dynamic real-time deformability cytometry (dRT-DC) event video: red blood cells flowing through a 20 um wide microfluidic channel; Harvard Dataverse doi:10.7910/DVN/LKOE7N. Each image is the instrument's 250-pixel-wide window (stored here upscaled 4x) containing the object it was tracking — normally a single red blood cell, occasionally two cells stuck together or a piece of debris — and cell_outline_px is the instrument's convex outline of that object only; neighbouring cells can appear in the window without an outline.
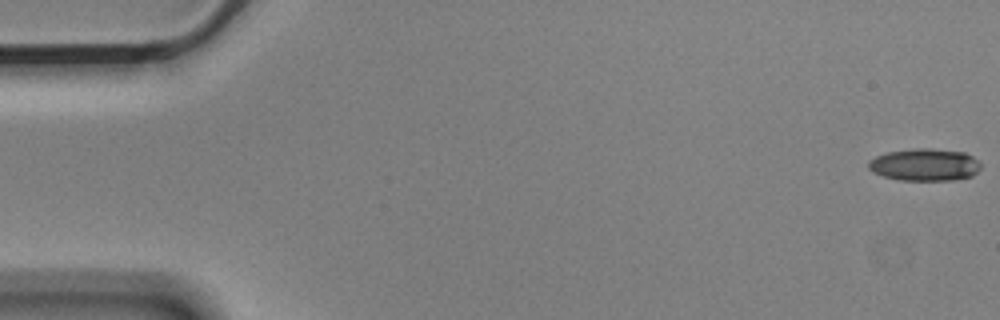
{"species": "Egyptian fruit bat (a non-hibernating species)", "species_latin": "Rousettus aegyptiacus", "temperature_condition": "cold", "stored_images_in_passage": 9, "camera_frame_rate_fps": 3000, "um_per_image_px": 0.085, "animal": {"sex": "male"}, "frame": {"image": 1, "passage_image": 1, "time_ms": 0.0, "image_size_px": [1000, 320], "cell_outline_px": [[980, 168], [972, 176], [952, 180], [900, 180], [884, 176], [872, 172], [868, 168], [868, 160], [876, 156], [888, 152], [912, 148], [932, 148], [964, 152], [972, 156], [980, 164]], "centroid_in_image_um": [78.57, 13.99], "position_along_channel_um": 6.4, "area_um2": 21.15}}
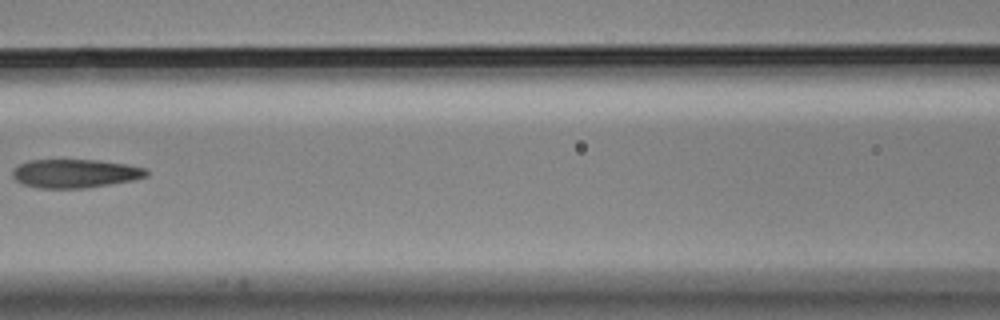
{"frame": {"image": 2, "passage_image": 8, "time_ms": 2.333, "image_size_px": [1000, 320], "cell_outline_px": [[148, 176], [132, 180], [88, 188], [36, 188], [24, 184], [16, 180], [12, 176], [12, 172], [20, 164], [28, 160], [96, 160], [128, 164], [144, 168], [148, 172]], "centroid_in_image_um": [6.39, 14.75], "position_along_channel_um": 160.2, "area_um2": 22.25}}
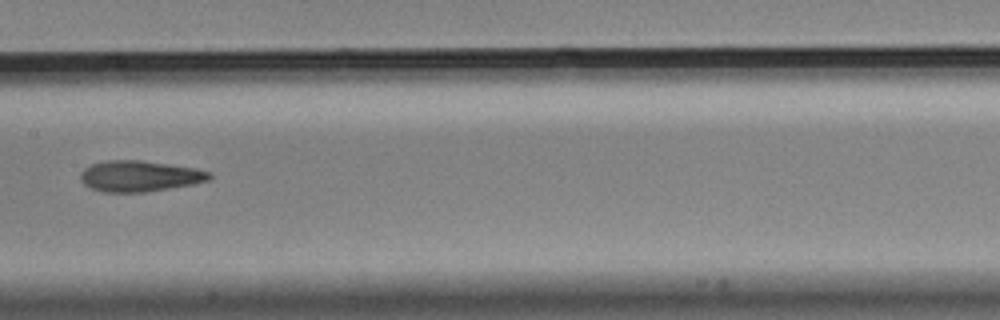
{"frame": {"image": 3, "passage_image": 9, "time_ms": 2.667, "image_size_px": [1000, 320], "cell_outline_px": [[212, 176], [208, 180], [192, 184], [144, 192], [104, 192], [92, 188], [84, 184], [80, 180], [80, 172], [84, 168], [92, 164], [104, 160], [144, 160], [196, 168], [212, 172]], "centroid_in_image_um": [11.85, 14.95], "position_along_channel_um": 195.5, "area_um2": 23.29}}